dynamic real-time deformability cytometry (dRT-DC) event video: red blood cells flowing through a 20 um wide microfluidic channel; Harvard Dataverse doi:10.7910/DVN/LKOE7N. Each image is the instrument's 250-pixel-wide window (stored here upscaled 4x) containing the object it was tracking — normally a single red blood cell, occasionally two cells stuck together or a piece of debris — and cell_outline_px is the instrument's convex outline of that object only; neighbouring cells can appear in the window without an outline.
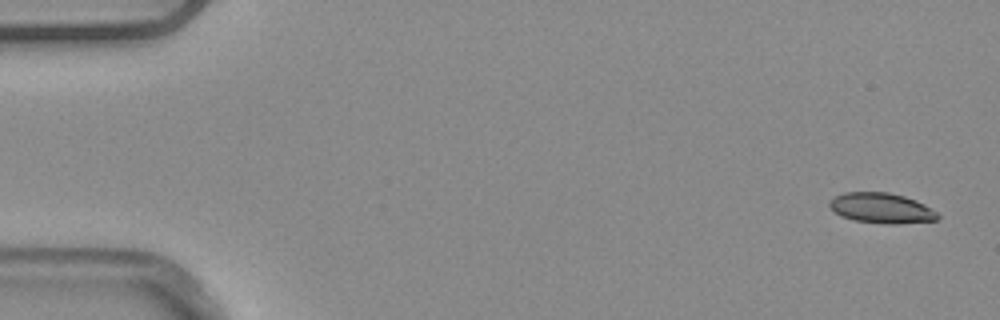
{"species": "common noctule bat (a hibernating species)", "species_latin": "Nyctalus noctula", "temperature_condition": "warm", "stored_images_in_passage": 5, "camera_frame_rate_fps": 3000, "um_per_image_px": 0.085, "animal": {"sex": "male", "body_mass_g": 20.4}, "frame": {"image": 1, "passage_image": 1, "time_ms": 0.0, "image_size_px": [1000, 320], "cell_outline_px": [[940, 216], [936, 220], [896, 224], [888, 224], [852, 220], [840, 216], [828, 204], [828, 200], [844, 192], [888, 192], [904, 196], [916, 200], [924, 204], [936, 212]], "centroid_in_image_um": [74.9, 17.69], "position_along_channel_um": 10.1, "area_um2": 19.07}}
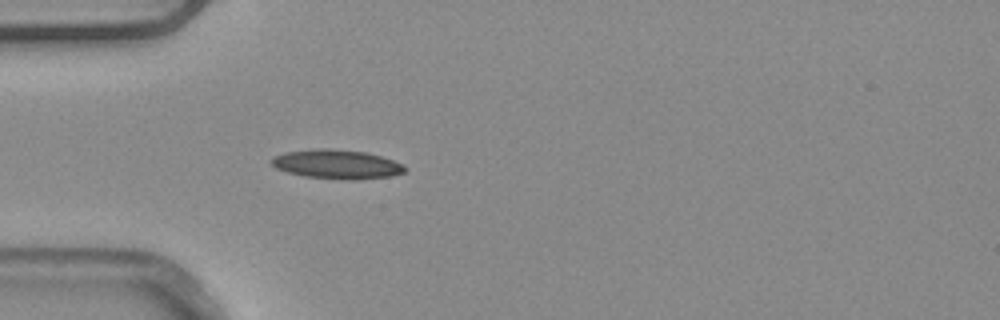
{"frame": {"image": 2, "passage_image": 5, "time_ms": 1.333, "image_size_px": [1000, 320], "cell_outline_px": [[408, 168], [404, 172], [392, 176], [356, 180], [352, 180], [304, 176], [288, 172], [276, 168], [268, 160], [272, 156], [284, 152], [320, 148], [332, 148], [368, 152], [404, 164]], "centroid_in_image_um": [28.63, 13.95], "position_along_channel_um": 56.4, "area_um2": 22.89}}